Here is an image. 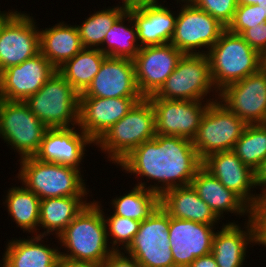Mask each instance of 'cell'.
<instances>
[{
  "label": "cell",
  "mask_w": 266,
  "mask_h": 267,
  "mask_svg": "<svg viewBox=\"0 0 266 267\" xmlns=\"http://www.w3.org/2000/svg\"><path fill=\"white\" fill-rule=\"evenodd\" d=\"M216 225L170 217L169 244L175 267H188L197 257L211 253Z\"/></svg>",
  "instance_id": "cell-18"
},
{
  "label": "cell",
  "mask_w": 266,
  "mask_h": 267,
  "mask_svg": "<svg viewBox=\"0 0 266 267\" xmlns=\"http://www.w3.org/2000/svg\"><path fill=\"white\" fill-rule=\"evenodd\" d=\"M40 53L56 68L72 59L84 47L75 25L57 23L52 27L39 29Z\"/></svg>",
  "instance_id": "cell-27"
},
{
  "label": "cell",
  "mask_w": 266,
  "mask_h": 267,
  "mask_svg": "<svg viewBox=\"0 0 266 267\" xmlns=\"http://www.w3.org/2000/svg\"><path fill=\"white\" fill-rule=\"evenodd\" d=\"M126 254V255H125ZM99 267H142L125 251H113Z\"/></svg>",
  "instance_id": "cell-40"
},
{
  "label": "cell",
  "mask_w": 266,
  "mask_h": 267,
  "mask_svg": "<svg viewBox=\"0 0 266 267\" xmlns=\"http://www.w3.org/2000/svg\"><path fill=\"white\" fill-rule=\"evenodd\" d=\"M240 35L260 55L266 51V22L245 29Z\"/></svg>",
  "instance_id": "cell-38"
},
{
  "label": "cell",
  "mask_w": 266,
  "mask_h": 267,
  "mask_svg": "<svg viewBox=\"0 0 266 267\" xmlns=\"http://www.w3.org/2000/svg\"><path fill=\"white\" fill-rule=\"evenodd\" d=\"M261 70L266 73V51L261 54Z\"/></svg>",
  "instance_id": "cell-48"
},
{
  "label": "cell",
  "mask_w": 266,
  "mask_h": 267,
  "mask_svg": "<svg viewBox=\"0 0 266 267\" xmlns=\"http://www.w3.org/2000/svg\"><path fill=\"white\" fill-rule=\"evenodd\" d=\"M198 196L210 207L215 215L223 220L229 212L235 216L252 217V209L233 191L227 189L203 166L191 181ZM227 212V213H226ZM225 213V214H224Z\"/></svg>",
  "instance_id": "cell-24"
},
{
  "label": "cell",
  "mask_w": 266,
  "mask_h": 267,
  "mask_svg": "<svg viewBox=\"0 0 266 267\" xmlns=\"http://www.w3.org/2000/svg\"><path fill=\"white\" fill-rule=\"evenodd\" d=\"M99 203L91 201L57 237L60 248L66 249L60 252L61 258L99 267L113 252L107 239L104 208Z\"/></svg>",
  "instance_id": "cell-2"
},
{
  "label": "cell",
  "mask_w": 266,
  "mask_h": 267,
  "mask_svg": "<svg viewBox=\"0 0 266 267\" xmlns=\"http://www.w3.org/2000/svg\"><path fill=\"white\" fill-rule=\"evenodd\" d=\"M87 197H52L40 200L38 236L47 237L54 234L57 238L67 225L91 202H87ZM40 228L44 229V232H40Z\"/></svg>",
  "instance_id": "cell-28"
},
{
  "label": "cell",
  "mask_w": 266,
  "mask_h": 267,
  "mask_svg": "<svg viewBox=\"0 0 266 267\" xmlns=\"http://www.w3.org/2000/svg\"><path fill=\"white\" fill-rule=\"evenodd\" d=\"M206 55L211 78L218 92L261 69V55L241 35L227 29Z\"/></svg>",
  "instance_id": "cell-4"
},
{
  "label": "cell",
  "mask_w": 266,
  "mask_h": 267,
  "mask_svg": "<svg viewBox=\"0 0 266 267\" xmlns=\"http://www.w3.org/2000/svg\"><path fill=\"white\" fill-rule=\"evenodd\" d=\"M111 201L114 215L142 222L159 206L160 196L151 190L134 186L127 194L117 195Z\"/></svg>",
  "instance_id": "cell-32"
},
{
  "label": "cell",
  "mask_w": 266,
  "mask_h": 267,
  "mask_svg": "<svg viewBox=\"0 0 266 267\" xmlns=\"http://www.w3.org/2000/svg\"><path fill=\"white\" fill-rule=\"evenodd\" d=\"M144 98L140 93L132 59L107 56L92 83L79 98Z\"/></svg>",
  "instance_id": "cell-15"
},
{
  "label": "cell",
  "mask_w": 266,
  "mask_h": 267,
  "mask_svg": "<svg viewBox=\"0 0 266 267\" xmlns=\"http://www.w3.org/2000/svg\"><path fill=\"white\" fill-rule=\"evenodd\" d=\"M118 3L119 4L116 6L123 8L125 11H128L130 9L146 7V6L154 5L160 2L159 0H122V2H118ZM120 3L122 5H120Z\"/></svg>",
  "instance_id": "cell-41"
},
{
  "label": "cell",
  "mask_w": 266,
  "mask_h": 267,
  "mask_svg": "<svg viewBox=\"0 0 266 267\" xmlns=\"http://www.w3.org/2000/svg\"><path fill=\"white\" fill-rule=\"evenodd\" d=\"M232 151L255 172L266 159V125L247 124Z\"/></svg>",
  "instance_id": "cell-34"
},
{
  "label": "cell",
  "mask_w": 266,
  "mask_h": 267,
  "mask_svg": "<svg viewBox=\"0 0 266 267\" xmlns=\"http://www.w3.org/2000/svg\"><path fill=\"white\" fill-rule=\"evenodd\" d=\"M170 216L159 206L139 226L125 253L142 267H175L169 244Z\"/></svg>",
  "instance_id": "cell-11"
},
{
  "label": "cell",
  "mask_w": 266,
  "mask_h": 267,
  "mask_svg": "<svg viewBox=\"0 0 266 267\" xmlns=\"http://www.w3.org/2000/svg\"><path fill=\"white\" fill-rule=\"evenodd\" d=\"M155 111L156 134L192 140L208 105L214 101L149 99ZM205 102V103H204Z\"/></svg>",
  "instance_id": "cell-14"
},
{
  "label": "cell",
  "mask_w": 266,
  "mask_h": 267,
  "mask_svg": "<svg viewBox=\"0 0 266 267\" xmlns=\"http://www.w3.org/2000/svg\"><path fill=\"white\" fill-rule=\"evenodd\" d=\"M196 7L210 14L226 28L231 23L236 8L237 0H190Z\"/></svg>",
  "instance_id": "cell-37"
},
{
  "label": "cell",
  "mask_w": 266,
  "mask_h": 267,
  "mask_svg": "<svg viewBox=\"0 0 266 267\" xmlns=\"http://www.w3.org/2000/svg\"><path fill=\"white\" fill-rule=\"evenodd\" d=\"M57 267H98L89 263L73 262L60 258Z\"/></svg>",
  "instance_id": "cell-44"
},
{
  "label": "cell",
  "mask_w": 266,
  "mask_h": 267,
  "mask_svg": "<svg viewBox=\"0 0 266 267\" xmlns=\"http://www.w3.org/2000/svg\"><path fill=\"white\" fill-rule=\"evenodd\" d=\"M257 5L260 6L263 17H266V0H260L259 2H257Z\"/></svg>",
  "instance_id": "cell-47"
},
{
  "label": "cell",
  "mask_w": 266,
  "mask_h": 267,
  "mask_svg": "<svg viewBox=\"0 0 266 267\" xmlns=\"http://www.w3.org/2000/svg\"><path fill=\"white\" fill-rule=\"evenodd\" d=\"M80 94L56 72L24 102L47 128L78 126Z\"/></svg>",
  "instance_id": "cell-6"
},
{
  "label": "cell",
  "mask_w": 266,
  "mask_h": 267,
  "mask_svg": "<svg viewBox=\"0 0 266 267\" xmlns=\"http://www.w3.org/2000/svg\"><path fill=\"white\" fill-rule=\"evenodd\" d=\"M202 166L216 177L227 189L237 194L252 210L261 194L252 189L255 185V172L246 166L231 150L210 154ZM252 188V189H251Z\"/></svg>",
  "instance_id": "cell-20"
},
{
  "label": "cell",
  "mask_w": 266,
  "mask_h": 267,
  "mask_svg": "<svg viewBox=\"0 0 266 267\" xmlns=\"http://www.w3.org/2000/svg\"><path fill=\"white\" fill-rule=\"evenodd\" d=\"M99 50L109 57L132 60L136 57L140 43L136 25L128 11H125L108 30Z\"/></svg>",
  "instance_id": "cell-29"
},
{
  "label": "cell",
  "mask_w": 266,
  "mask_h": 267,
  "mask_svg": "<svg viewBox=\"0 0 266 267\" xmlns=\"http://www.w3.org/2000/svg\"><path fill=\"white\" fill-rule=\"evenodd\" d=\"M143 98H79L78 126L96 142Z\"/></svg>",
  "instance_id": "cell-21"
},
{
  "label": "cell",
  "mask_w": 266,
  "mask_h": 267,
  "mask_svg": "<svg viewBox=\"0 0 266 267\" xmlns=\"http://www.w3.org/2000/svg\"><path fill=\"white\" fill-rule=\"evenodd\" d=\"M12 10L0 27V72L40 53L36 20L23 11Z\"/></svg>",
  "instance_id": "cell-12"
},
{
  "label": "cell",
  "mask_w": 266,
  "mask_h": 267,
  "mask_svg": "<svg viewBox=\"0 0 266 267\" xmlns=\"http://www.w3.org/2000/svg\"><path fill=\"white\" fill-rule=\"evenodd\" d=\"M41 53L0 72V99L25 101L56 72Z\"/></svg>",
  "instance_id": "cell-16"
},
{
  "label": "cell",
  "mask_w": 266,
  "mask_h": 267,
  "mask_svg": "<svg viewBox=\"0 0 266 267\" xmlns=\"http://www.w3.org/2000/svg\"><path fill=\"white\" fill-rule=\"evenodd\" d=\"M219 101L246 124L266 123V73L261 69L219 92Z\"/></svg>",
  "instance_id": "cell-13"
},
{
  "label": "cell",
  "mask_w": 266,
  "mask_h": 267,
  "mask_svg": "<svg viewBox=\"0 0 266 267\" xmlns=\"http://www.w3.org/2000/svg\"><path fill=\"white\" fill-rule=\"evenodd\" d=\"M106 57L99 49L83 48L57 71L81 94L92 83Z\"/></svg>",
  "instance_id": "cell-31"
},
{
  "label": "cell",
  "mask_w": 266,
  "mask_h": 267,
  "mask_svg": "<svg viewBox=\"0 0 266 267\" xmlns=\"http://www.w3.org/2000/svg\"><path fill=\"white\" fill-rule=\"evenodd\" d=\"M175 1L182 4L170 43L183 54H207L226 27L190 0Z\"/></svg>",
  "instance_id": "cell-9"
},
{
  "label": "cell",
  "mask_w": 266,
  "mask_h": 267,
  "mask_svg": "<svg viewBox=\"0 0 266 267\" xmlns=\"http://www.w3.org/2000/svg\"><path fill=\"white\" fill-rule=\"evenodd\" d=\"M212 92L215 98L213 96L212 99H207V96L212 95L210 94ZM147 98L197 101L219 100V92L211 78L207 55L183 54L175 70L166 79L161 88L154 95Z\"/></svg>",
  "instance_id": "cell-7"
},
{
  "label": "cell",
  "mask_w": 266,
  "mask_h": 267,
  "mask_svg": "<svg viewBox=\"0 0 266 267\" xmlns=\"http://www.w3.org/2000/svg\"><path fill=\"white\" fill-rule=\"evenodd\" d=\"M156 136L155 111L148 98L135 103L129 112L111 126L94 144L108 161L119 164L137 146Z\"/></svg>",
  "instance_id": "cell-3"
},
{
  "label": "cell",
  "mask_w": 266,
  "mask_h": 267,
  "mask_svg": "<svg viewBox=\"0 0 266 267\" xmlns=\"http://www.w3.org/2000/svg\"><path fill=\"white\" fill-rule=\"evenodd\" d=\"M202 164L192 140L156 134L137 146L118 166L127 174L141 177L136 186L161 196L169 189L190 185ZM144 177L146 182H142ZM149 179L154 184L147 186Z\"/></svg>",
  "instance_id": "cell-1"
},
{
  "label": "cell",
  "mask_w": 266,
  "mask_h": 267,
  "mask_svg": "<svg viewBox=\"0 0 266 267\" xmlns=\"http://www.w3.org/2000/svg\"><path fill=\"white\" fill-rule=\"evenodd\" d=\"M246 125L219 100L211 102L192 139L199 158L203 161L210 154L233 150Z\"/></svg>",
  "instance_id": "cell-10"
},
{
  "label": "cell",
  "mask_w": 266,
  "mask_h": 267,
  "mask_svg": "<svg viewBox=\"0 0 266 267\" xmlns=\"http://www.w3.org/2000/svg\"><path fill=\"white\" fill-rule=\"evenodd\" d=\"M257 230V245L266 247V193L261 194L257 205L252 210Z\"/></svg>",
  "instance_id": "cell-39"
},
{
  "label": "cell",
  "mask_w": 266,
  "mask_h": 267,
  "mask_svg": "<svg viewBox=\"0 0 266 267\" xmlns=\"http://www.w3.org/2000/svg\"><path fill=\"white\" fill-rule=\"evenodd\" d=\"M128 12L136 25L140 48L171 42L175 31L176 11H171L160 1L154 5L130 9Z\"/></svg>",
  "instance_id": "cell-23"
},
{
  "label": "cell",
  "mask_w": 266,
  "mask_h": 267,
  "mask_svg": "<svg viewBox=\"0 0 266 267\" xmlns=\"http://www.w3.org/2000/svg\"><path fill=\"white\" fill-rule=\"evenodd\" d=\"M20 169L15 176L41 200L52 197L88 196L81 170L58 163H47L37 158L19 159Z\"/></svg>",
  "instance_id": "cell-5"
},
{
  "label": "cell",
  "mask_w": 266,
  "mask_h": 267,
  "mask_svg": "<svg viewBox=\"0 0 266 267\" xmlns=\"http://www.w3.org/2000/svg\"><path fill=\"white\" fill-rule=\"evenodd\" d=\"M79 129V126L77 129L48 128L34 157L42 162L58 163L81 170L86 146L94 145L95 142Z\"/></svg>",
  "instance_id": "cell-19"
},
{
  "label": "cell",
  "mask_w": 266,
  "mask_h": 267,
  "mask_svg": "<svg viewBox=\"0 0 266 267\" xmlns=\"http://www.w3.org/2000/svg\"><path fill=\"white\" fill-rule=\"evenodd\" d=\"M266 22V17L259 5H238L231 23L226 28L229 32L240 35L245 29Z\"/></svg>",
  "instance_id": "cell-36"
},
{
  "label": "cell",
  "mask_w": 266,
  "mask_h": 267,
  "mask_svg": "<svg viewBox=\"0 0 266 267\" xmlns=\"http://www.w3.org/2000/svg\"><path fill=\"white\" fill-rule=\"evenodd\" d=\"M188 267H219L212 255L209 253L207 255L197 257Z\"/></svg>",
  "instance_id": "cell-43"
},
{
  "label": "cell",
  "mask_w": 266,
  "mask_h": 267,
  "mask_svg": "<svg viewBox=\"0 0 266 267\" xmlns=\"http://www.w3.org/2000/svg\"><path fill=\"white\" fill-rule=\"evenodd\" d=\"M160 206L173 218L191 220L206 225L222 222L207 203L198 196L191 184L164 192L160 196Z\"/></svg>",
  "instance_id": "cell-25"
},
{
  "label": "cell",
  "mask_w": 266,
  "mask_h": 267,
  "mask_svg": "<svg viewBox=\"0 0 266 267\" xmlns=\"http://www.w3.org/2000/svg\"><path fill=\"white\" fill-rule=\"evenodd\" d=\"M28 237L12 238L7 242L3 255L4 267H57L61 258L59 247L45 245L42 240L45 237L42 236Z\"/></svg>",
  "instance_id": "cell-26"
},
{
  "label": "cell",
  "mask_w": 266,
  "mask_h": 267,
  "mask_svg": "<svg viewBox=\"0 0 266 267\" xmlns=\"http://www.w3.org/2000/svg\"><path fill=\"white\" fill-rule=\"evenodd\" d=\"M105 215L106 214L103 211L107 239L111 244L110 247L113 249V251H125L137 234L141 222L114 215L113 213L109 216Z\"/></svg>",
  "instance_id": "cell-35"
},
{
  "label": "cell",
  "mask_w": 266,
  "mask_h": 267,
  "mask_svg": "<svg viewBox=\"0 0 266 267\" xmlns=\"http://www.w3.org/2000/svg\"><path fill=\"white\" fill-rule=\"evenodd\" d=\"M260 0H237L238 5H257Z\"/></svg>",
  "instance_id": "cell-46"
},
{
  "label": "cell",
  "mask_w": 266,
  "mask_h": 267,
  "mask_svg": "<svg viewBox=\"0 0 266 267\" xmlns=\"http://www.w3.org/2000/svg\"><path fill=\"white\" fill-rule=\"evenodd\" d=\"M247 219L244 222V228L237 222L228 220V223L226 221V224L223 223L222 227L220 226V231L215 232L211 253L219 267H243L245 265L248 245L257 244L254 218Z\"/></svg>",
  "instance_id": "cell-22"
},
{
  "label": "cell",
  "mask_w": 266,
  "mask_h": 267,
  "mask_svg": "<svg viewBox=\"0 0 266 267\" xmlns=\"http://www.w3.org/2000/svg\"><path fill=\"white\" fill-rule=\"evenodd\" d=\"M182 55L171 43L140 48L133 62L137 86L143 97L154 95L161 88Z\"/></svg>",
  "instance_id": "cell-17"
},
{
  "label": "cell",
  "mask_w": 266,
  "mask_h": 267,
  "mask_svg": "<svg viewBox=\"0 0 266 267\" xmlns=\"http://www.w3.org/2000/svg\"><path fill=\"white\" fill-rule=\"evenodd\" d=\"M103 8L105 9L94 11L82 24L76 25L84 48L99 49L108 30L125 12L118 6Z\"/></svg>",
  "instance_id": "cell-33"
},
{
  "label": "cell",
  "mask_w": 266,
  "mask_h": 267,
  "mask_svg": "<svg viewBox=\"0 0 266 267\" xmlns=\"http://www.w3.org/2000/svg\"><path fill=\"white\" fill-rule=\"evenodd\" d=\"M255 185L256 189L261 187V193H266V159L261 163L259 168L255 171Z\"/></svg>",
  "instance_id": "cell-42"
},
{
  "label": "cell",
  "mask_w": 266,
  "mask_h": 267,
  "mask_svg": "<svg viewBox=\"0 0 266 267\" xmlns=\"http://www.w3.org/2000/svg\"><path fill=\"white\" fill-rule=\"evenodd\" d=\"M4 206L18 227L31 235H38L40 198L22 186H12L5 196Z\"/></svg>",
  "instance_id": "cell-30"
},
{
  "label": "cell",
  "mask_w": 266,
  "mask_h": 267,
  "mask_svg": "<svg viewBox=\"0 0 266 267\" xmlns=\"http://www.w3.org/2000/svg\"><path fill=\"white\" fill-rule=\"evenodd\" d=\"M2 260H0V267H3L4 266V259H3V255H2Z\"/></svg>",
  "instance_id": "cell-49"
},
{
  "label": "cell",
  "mask_w": 266,
  "mask_h": 267,
  "mask_svg": "<svg viewBox=\"0 0 266 267\" xmlns=\"http://www.w3.org/2000/svg\"><path fill=\"white\" fill-rule=\"evenodd\" d=\"M14 11L8 10L7 11H1L0 10V27L3 24V22L13 13Z\"/></svg>",
  "instance_id": "cell-45"
},
{
  "label": "cell",
  "mask_w": 266,
  "mask_h": 267,
  "mask_svg": "<svg viewBox=\"0 0 266 267\" xmlns=\"http://www.w3.org/2000/svg\"><path fill=\"white\" fill-rule=\"evenodd\" d=\"M47 129L24 101L0 99V138L20 159L35 156Z\"/></svg>",
  "instance_id": "cell-8"
}]
</instances>
